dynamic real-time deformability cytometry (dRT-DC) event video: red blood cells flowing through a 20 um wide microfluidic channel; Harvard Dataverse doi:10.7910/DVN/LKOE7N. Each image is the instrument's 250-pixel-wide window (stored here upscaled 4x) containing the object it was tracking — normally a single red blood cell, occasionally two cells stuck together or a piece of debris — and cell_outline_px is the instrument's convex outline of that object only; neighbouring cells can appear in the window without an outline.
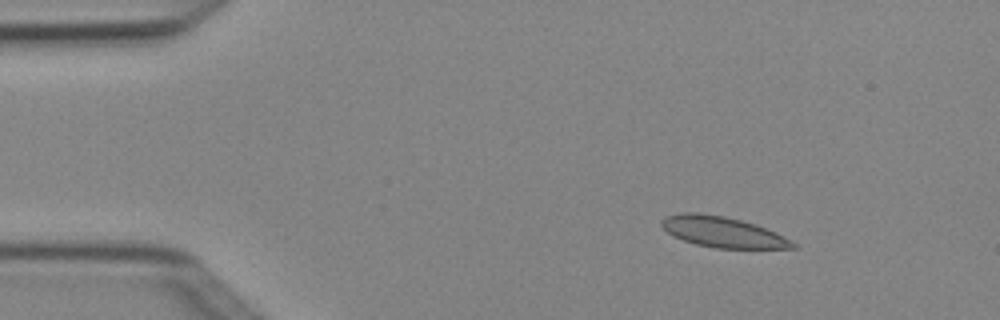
{"species": "Egyptian fruit bat (a non-hibernating species)", "species_latin": "Rousettus aegyptiacus", "temperature_condition": "cold", "stored_images_in_passage": 5, "camera_frame_rate_fps": 3000, "um_per_image_px": 0.085, "animal": {"sex": "female"}, "frame": {"image": 1, "passage_image": 3, "time_ms": 0.667, "image_size_px": [1000, 320], "cell_outline_px": [[796, 248], [716, 248], [696, 244], [672, 236], [660, 224], [660, 220], [664, 216], [680, 212], [696, 212], [724, 216], [756, 224], [796, 244]], "centroid_in_image_um": [61.32, 19.7], "position_along_channel_um": 23.7, "area_um2": 23.12}}